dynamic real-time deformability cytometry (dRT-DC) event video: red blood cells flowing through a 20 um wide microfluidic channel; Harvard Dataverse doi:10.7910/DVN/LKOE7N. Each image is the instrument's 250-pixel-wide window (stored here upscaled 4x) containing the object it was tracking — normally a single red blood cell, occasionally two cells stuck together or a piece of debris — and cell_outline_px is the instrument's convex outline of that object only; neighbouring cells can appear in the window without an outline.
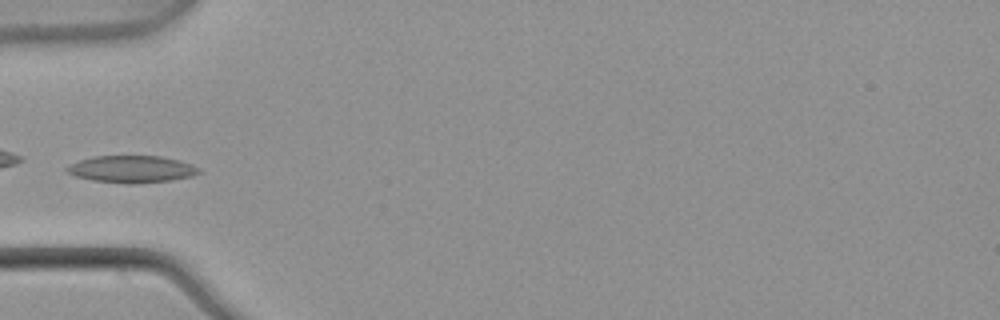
{"species": "common noctule bat (a hibernating species)", "species_latin": "Nyctalus noctula", "temperature_condition": "warm", "stored_images_in_passage": 34, "camera_frame_rate_fps": 3000, "um_per_image_px": 0.085, "animal": {"sex": "male", "body_mass_g": 21.5, "forearm_length_mm": 52.0}, "frame": {"image": 1, "passage_image": 1, "time_ms": 0.0, "image_size_px": [1000, 320], "cell_outline_px": [[204, 172], [192, 176], [172, 180], [136, 184], [132, 184], [92, 180], [76, 176], [68, 172], [64, 168], [80, 160], [96, 156], [160, 156], [180, 160], [192, 164], [200, 168]], "centroid_in_image_um": [11.27, 14.38], "position_along_channel_um": 73.7, "area_um2": 20.87}}
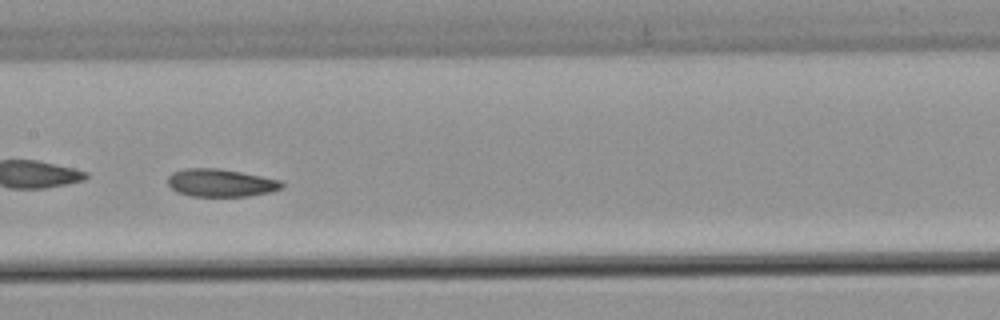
{"frame": {"image": 2, "passage_image": 10, "time_ms": 3.0, "image_size_px": [1000, 320], "cell_outline_px": [[284, 184], [280, 188], [268, 192], [248, 196], [188, 196], [176, 192], [168, 184], [168, 176], [172, 172], [184, 168], [216, 168], [240, 172], [280, 180]], "centroid_in_image_um": [18.69, 15.54], "position_along_channel_um": 188.7, "area_um2": 18.32}}